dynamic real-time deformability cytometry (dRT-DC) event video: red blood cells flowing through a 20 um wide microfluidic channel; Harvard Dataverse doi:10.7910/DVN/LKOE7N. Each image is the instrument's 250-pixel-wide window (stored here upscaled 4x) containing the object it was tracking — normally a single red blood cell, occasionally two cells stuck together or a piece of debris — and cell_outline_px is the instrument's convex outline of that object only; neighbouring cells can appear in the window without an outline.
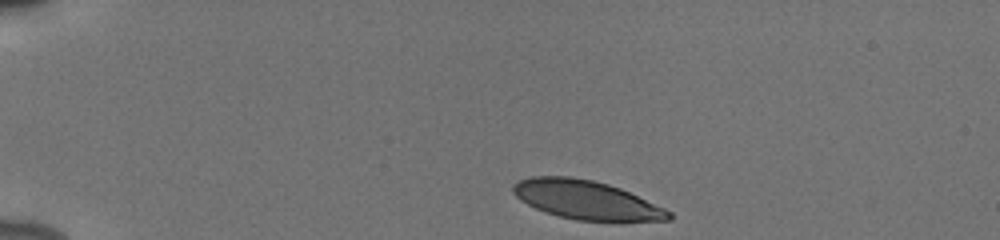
{"species": "human", "species_latin": "Homo sapiens", "temperature_condition": "cold", "stored_images_in_passage": 40, "camera_frame_rate_fps": 3000, "um_per_image_px": 0.085, "donor": {"sex": "male"}, "frame": {"image": 1, "passage_image": 1, "time_ms": 0.0, "image_size_px": [1000, 240], "cell_outline_px": [[672, 220], [576, 220], [560, 216], [536, 208], [520, 200], [512, 192], [512, 184], [528, 176], [568, 176], [592, 180], [608, 184], [620, 188], [664, 208], [672, 212]], "centroid_in_image_um": [49.79, 16.97], "position_along_channel_um": 35.2, "area_um2": 34.68}}
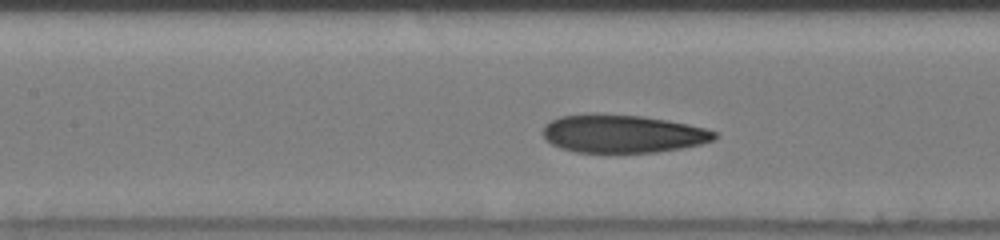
{"frame": {"image": 2, "passage_image": 16, "time_ms": 5.0, "image_size_px": [1000, 240], "cell_outline_px": [[716, 140], [700, 144], [680, 148], [656, 152], [576, 152], [560, 148], [552, 144], [544, 136], [544, 124], [560, 116], [588, 112], [596, 112], [640, 116], [668, 120], [688, 124], [704, 128], [716, 132]], "centroid_in_image_um": [52.9, 11.34], "position_along_channel_um": 154.5, "area_um2": 38.26}}
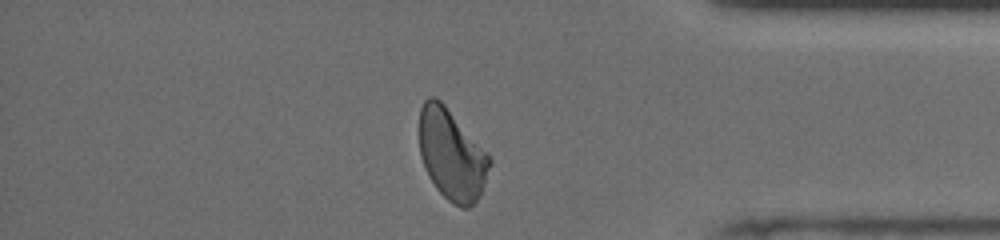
{"frame": {"image": 3, "passage_image": 36, "time_ms": 11.667, "image_size_px": [1000, 240], "cell_outline_px": [[492, 164], [480, 196], [468, 208], [460, 208], [448, 200], [436, 188], [428, 176], [424, 168], [420, 152], [420, 108], [424, 100], [428, 96], [436, 96], [444, 104], [492, 156]], "centroid_in_image_um": [38.42, 13.14], "position_along_channel_um": 396.8, "area_um2": 37.51}, "authors_computed_cell_mechanics": {"area_um2": 38.0613, "velocity_mm_per_s": 3.8758, "shape_relaxation_time_tau1_ms": 4.1219, "shape_relaxation_time_tau2_ms": 1.7632, "deformation_change_tau1": 0.1551, "deformation_change_tau2": 0.0833}}